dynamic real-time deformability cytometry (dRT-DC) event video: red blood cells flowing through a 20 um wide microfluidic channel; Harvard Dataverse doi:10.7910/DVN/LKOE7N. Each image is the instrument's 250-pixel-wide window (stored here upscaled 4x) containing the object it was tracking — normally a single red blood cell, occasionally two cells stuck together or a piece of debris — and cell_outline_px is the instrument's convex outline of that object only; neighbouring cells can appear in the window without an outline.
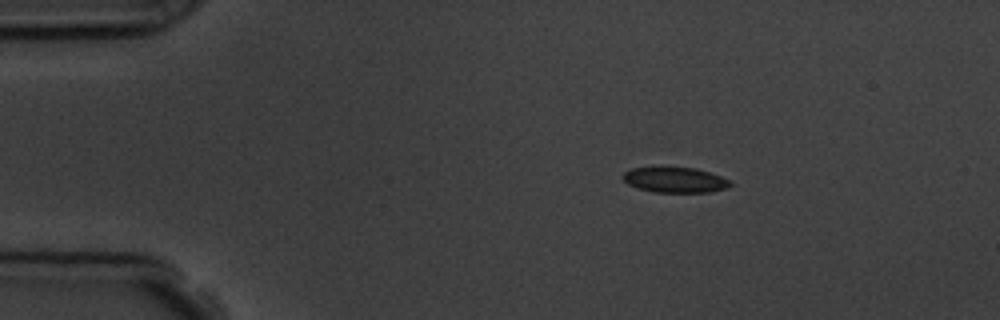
{"species": "common noctule bat (a hibernating species)", "species_latin": "Nyctalus noctula", "temperature_condition": "room temperature", "stored_images_in_passage": 3, "camera_frame_rate_fps": 3000, "um_per_image_px": 0.085, "animal": {"sex": "male", "body_mass_g": 19.5, "forearm_length_mm": 54.6}, "frame": {"image": 1, "passage_image": 1, "time_ms": 0.0, "image_size_px": [1000, 320], "cell_outline_px": [[732, 184], [724, 188], [708, 192], [652, 192], [628, 184], [624, 180], [624, 172], [632, 168], [696, 168], [720, 176], [728, 180]], "centroid_in_image_um": [57.36, 15.3], "position_along_channel_um": 27.6, "area_um2": 15.37}}
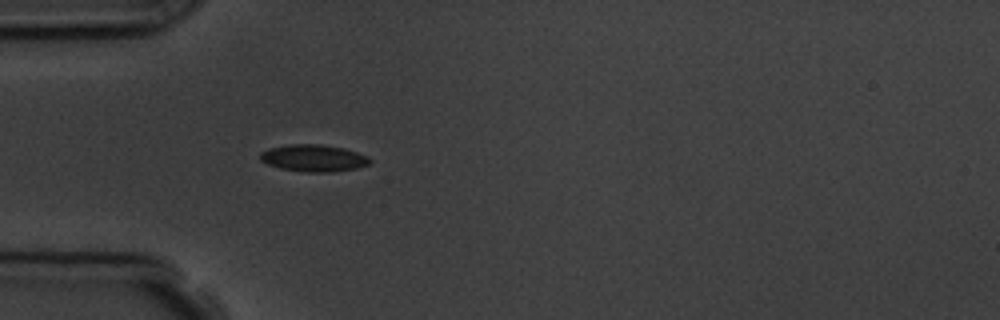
{"frame": {"image": 2, "passage_image": 3, "time_ms": 2.333, "image_size_px": [1000, 320], "cell_outline_px": [[372, 160], [368, 164], [356, 168], [328, 172], [308, 172], [280, 168], [268, 164], [260, 160], [260, 152], [268, 148], [292, 144], [320, 144], [344, 148], [368, 156]], "centroid_in_image_um": [26.64, 13.43], "position_along_channel_um": 58.4, "area_um2": 17.11}}